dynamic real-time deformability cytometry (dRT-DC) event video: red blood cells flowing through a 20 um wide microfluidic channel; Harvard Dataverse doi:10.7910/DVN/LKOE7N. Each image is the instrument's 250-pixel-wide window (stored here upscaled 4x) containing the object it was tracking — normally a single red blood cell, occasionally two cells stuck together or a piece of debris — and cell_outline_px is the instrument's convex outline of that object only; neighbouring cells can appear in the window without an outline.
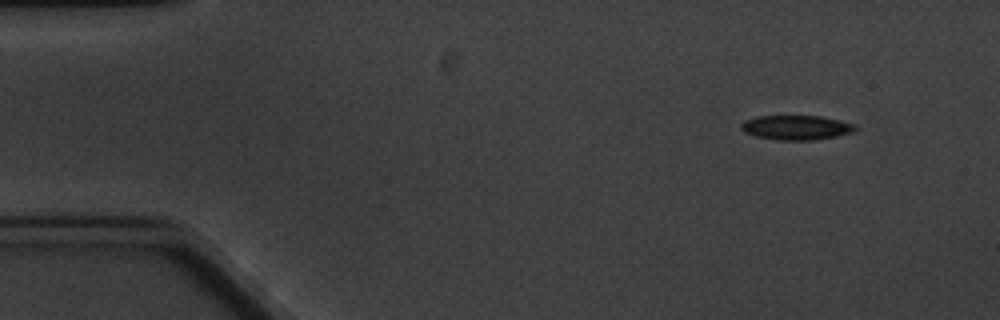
{"species": "common noctule bat (a hibernating species)", "species_latin": "Nyctalus noctula", "temperature_condition": "cold", "stored_images_in_passage": 6, "camera_frame_rate_fps": 3000, "um_per_image_px": 0.085, "animal": {"sex": "male", "body_mass_g": 20.1, "forearm_length_mm": 53.5}, "frame": {"image": 1, "passage_image": 1, "time_ms": 0.0, "image_size_px": [1000, 320], "cell_outline_px": [[860, 128], [856, 132], [836, 136], [812, 140], [776, 140], [756, 136], [744, 132], [740, 128], [740, 124], [744, 120], [756, 116], [820, 116], [840, 120], [856, 124]], "centroid_in_image_um": [67.72, 10.84], "position_along_channel_um": 17.3, "area_um2": 16.59}}
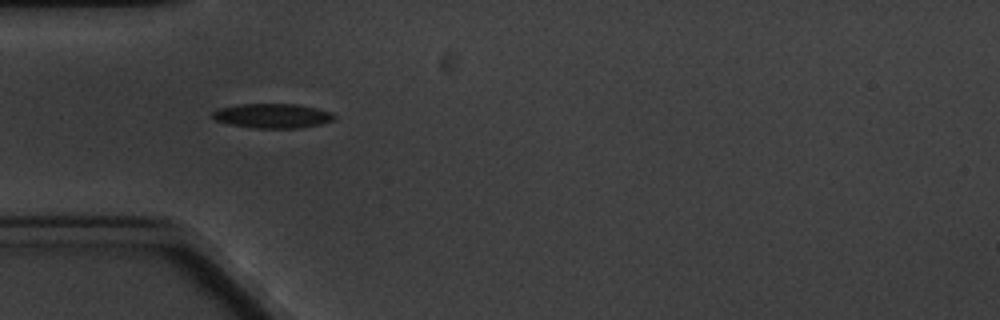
{"frame": {"image": 2, "passage_image": 4, "time_ms": 4.0, "image_size_px": [1000, 320], "cell_outline_px": [[336, 116], [332, 120], [320, 124], [300, 128], [252, 128], [228, 124], [216, 120], [212, 116], [212, 112], [216, 108], [236, 104], [296, 104], [316, 108], [332, 112]], "centroid_in_image_um": [23.12, 9.84], "position_along_channel_um": 61.9, "area_um2": 17.51}}